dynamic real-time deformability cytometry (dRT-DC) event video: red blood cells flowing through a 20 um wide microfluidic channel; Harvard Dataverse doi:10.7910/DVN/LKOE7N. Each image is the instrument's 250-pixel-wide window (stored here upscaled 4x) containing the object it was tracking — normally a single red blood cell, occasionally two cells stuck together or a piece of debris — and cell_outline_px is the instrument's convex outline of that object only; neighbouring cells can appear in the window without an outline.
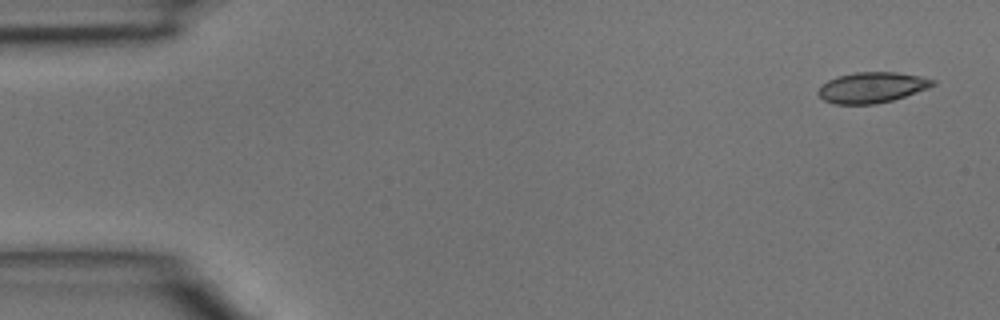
{"species": "common noctule bat (a hibernating species)", "species_latin": "Nyctalus noctula", "temperature_condition": "room temperature", "stored_images_in_passage": 5, "camera_frame_rate_fps": 3000, "um_per_image_px": 0.085, "animal": {"sex": "male", "body_mass_g": 15.6}, "frame": {"image": 1, "passage_image": 1, "time_ms": 0.0, "image_size_px": [1000, 320], "cell_outline_px": [[936, 84], [928, 88], [892, 100], [876, 104], [836, 104], [824, 100], [816, 92], [820, 84], [836, 76], [856, 72], [896, 72], [936, 80]], "centroid_in_image_um": [74.06, 7.43], "position_along_channel_um": 10.9, "area_um2": 20.4}}
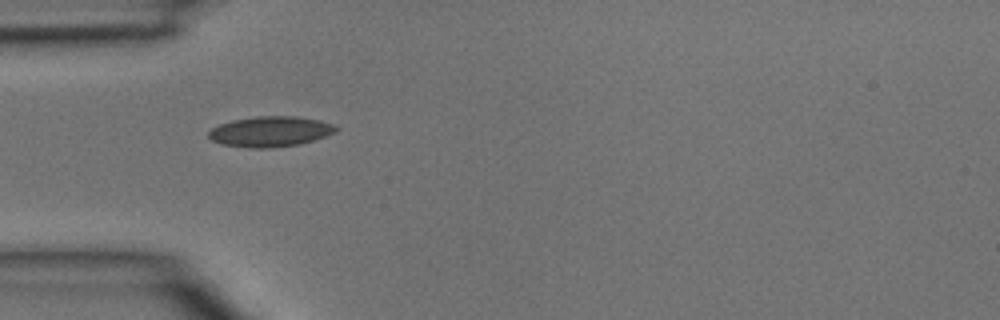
{"frame": {"image": 2, "passage_image": 4, "time_ms": 1.0, "image_size_px": [1000, 320], "cell_outline_px": [[340, 128], [336, 132], [300, 144], [272, 148], [248, 148], [220, 144], [212, 140], [208, 136], [208, 132], [212, 128], [220, 124], [232, 120], [256, 116], [296, 116], [320, 120], [332, 124]], "centroid_in_image_um": [22.96, 11.18], "position_along_channel_um": 62.0, "area_um2": 22.66}}
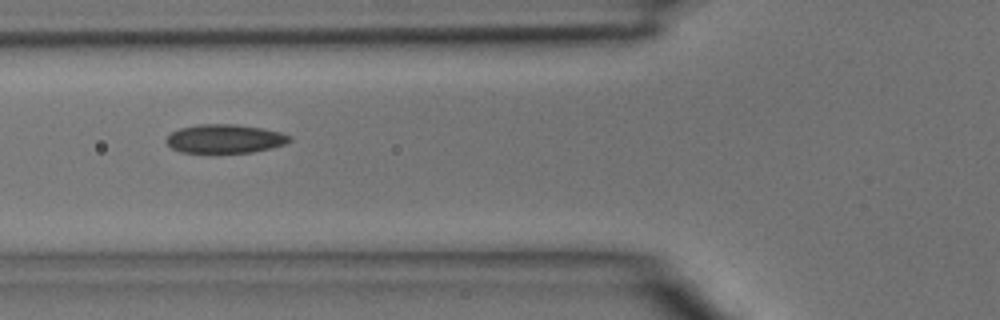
{"frame": {"image": 3, "passage_image": 5, "time_ms": 1.333, "image_size_px": [1000, 320], "cell_outline_px": [[292, 140], [284, 144], [252, 152], [180, 152], [172, 148], [164, 140], [172, 132], [180, 128], [200, 124], [236, 124], [260, 128], [280, 132], [292, 136]], "centroid_in_image_um": [19.1, 11.78], "position_along_channel_um": 106.7, "area_um2": 20.4}}